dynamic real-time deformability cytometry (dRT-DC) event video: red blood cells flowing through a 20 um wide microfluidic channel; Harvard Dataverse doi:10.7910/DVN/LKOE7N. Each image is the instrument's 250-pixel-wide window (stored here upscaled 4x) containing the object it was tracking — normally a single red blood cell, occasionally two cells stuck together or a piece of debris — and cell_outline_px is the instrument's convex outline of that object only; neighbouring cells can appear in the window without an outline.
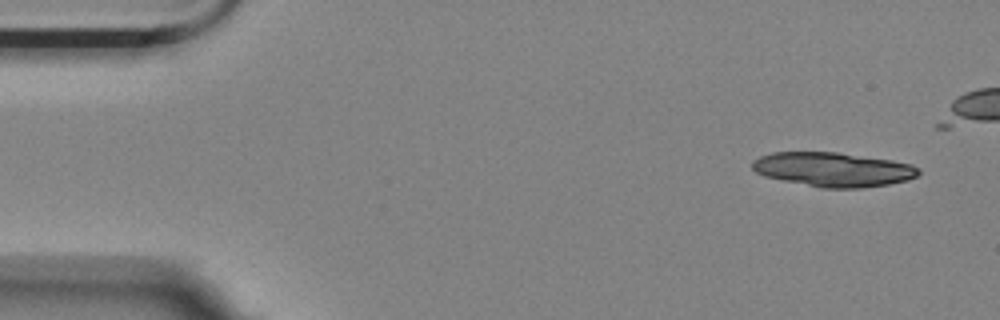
{"species": "Egyptian fruit bat (a non-hibernating species)", "species_latin": "Rousettus aegyptiacus", "temperature_condition": "room temperature", "stored_images_in_passage": 18, "camera_frame_rate_fps": 3000, "um_per_image_px": 0.085, "animal": {"sex": "female"}, "frame": {"image": 1, "passage_image": 1, "time_ms": 0.0, "image_size_px": [1000, 320], "cell_outline_px": [[920, 172], [916, 176], [908, 180], [888, 184], [860, 188], [820, 188], [764, 176], [756, 172], [752, 168], [752, 160], [760, 156], [772, 152], [840, 152], [892, 160], [912, 164], [920, 168]], "centroid_in_image_um": [70.82, 14.4], "position_along_channel_um": 14.2, "area_um2": 33.41}}